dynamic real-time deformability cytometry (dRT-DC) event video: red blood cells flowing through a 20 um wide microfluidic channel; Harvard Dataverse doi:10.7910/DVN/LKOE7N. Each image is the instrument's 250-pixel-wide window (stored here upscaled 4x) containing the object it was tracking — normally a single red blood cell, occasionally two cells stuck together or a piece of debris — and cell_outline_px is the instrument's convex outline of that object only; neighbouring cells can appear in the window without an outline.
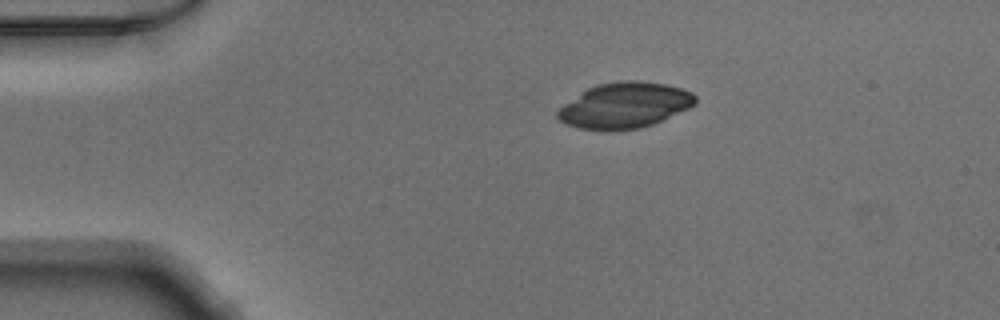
{"species": "Egyptian fruit bat (a non-hibernating species)", "species_latin": "Rousettus aegyptiacus", "temperature_condition": "warm", "stored_images_in_passage": 41, "camera_frame_rate_fps": 3000, "um_per_image_px": 0.085, "animal": {"sex": "male"}, "frame": {"image": 1, "passage_image": 1, "time_ms": 0.0, "image_size_px": [1000, 320], "cell_outline_px": [[696, 104], [688, 108], [652, 124], [640, 128], [604, 132], [580, 128], [568, 124], [560, 120], [556, 116], [556, 112], [564, 104], [588, 88], [596, 84], [620, 80], [640, 80], [668, 84], [692, 92], [696, 96]], "centroid_in_image_um": [53.09, 8.95], "position_along_channel_um": 31.9, "area_um2": 36.76}}
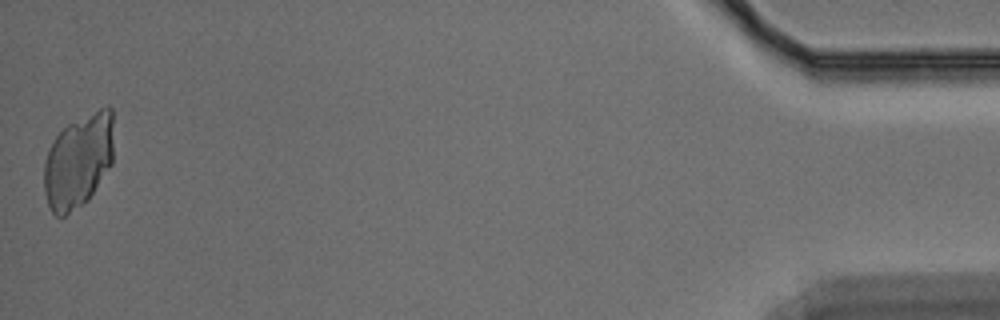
{"frame": {"image": 2, "passage_image": 41, "time_ms": 13.333, "image_size_px": [1000, 320], "cell_outline_px": [[112, 164], [88, 200], [84, 204], [64, 216], [56, 216], [52, 212], [48, 204], [44, 192], [44, 164], [48, 152], [56, 136], [68, 124], [108, 104], [112, 108]], "centroid_in_image_um": [6.67, 13.7], "position_along_channel_um": 428.5, "area_um2": 37.97}}